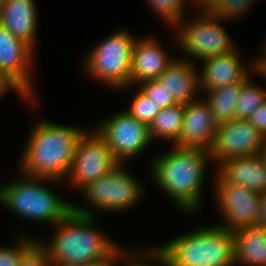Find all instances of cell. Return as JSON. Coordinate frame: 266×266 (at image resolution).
Instances as JSON below:
<instances>
[{"instance_id": "cell-39", "label": "cell", "mask_w": 266, "mask_h": 266, "mask_svg": "<svg viewBox=\"0 0 266 266\" xmlns=\"http://www.w3.org/2000/svg\"><path fill=\"white\" fill-rule=\"evenodd\" d=\"M5 2H6V0H0V12H1Z\"/></svg>"}, {"instance_id": "cell-27", "label": "cell", "mask_w": 266, "mask_h": 266, "mask_svg": "<svg viewBox=\"0 0 266 266\" xmlns=\"http://www.w3.org/2000/svg\"><path fill=\"white\" fill-rule=\"evenodd\" d=\"M142 259H141V258ZM151 262H146V260ZM145 260V261H144ZM156 262V263H155ZM126 266H170L166 256L157 248V247H149L147 250L133 249L128 255L125 260Z\"/></svg>"}, {"instance_id": "cell-6", "label": "cell", "mask_w": 266, "mask_h": 266, "mask_svg": "<svg viewBox=\"0 0 266 266\" xmlns=\"http://www.w3.org/2000/svg\"><path fill=\"white\" fill-rule=\"evenodd\" d=\"M135 38L126 29L114 31L91 51L84 71L101 84L119 91L130 88V71Z\"/></svg>"}, {"instance_id": "cell-29", "label": "cell", "mask_w": 266, "mask_h": 266, "mask_svg": "<svg viewBox=\"0 0 266 266\" xmlns=\"http://www.w3.org/2000/svg\"><path fill=\"white\" fill-rule=\"evenodd\" d=\"M255 0H220L211 13L222 22L240 18Z\"/></svg>"}, {"instance_id": "cell-26", "label": "cell", "mask_w": 266, "mask_h": 266, "mask_svg": "<svg viewBox=\"0 0 266 266\" xmlns=\"http://www.w3.org/2000/svg\"><path fill=\"white\" fill-rule=\"evenodd\" d=\"M25 235L18 236L14 247H0V266H19L23 255L38 241Z\"/></svg>"}, {"instance_id": "cell-2", "label": "cell", "mask_w": 266, "mask_h": 266, "mask_svg": "<svg viewBox=\"0 0 266 266\" xmlns=\"http://www.w3.org/2000/svg\"><path fill=\"white\" fill-rule=\"evenodd\" d=\"M20 157V173L63 181L70 171L77 142L86 129L34 122Z\"/></svg>"}, {"instance_id": "cell-32", "label": "cell", "mask_w": 266, "mask_h": 266, "mask_svg": "<svg viewBox=\"0 0 266 266\" xmlns=\"http://www.w3.org/2000/svg\"><path fill=\"white\" fill-rule=\"evenodd\" d=\"M248 121L264 137L266 136V101L253 112Z\"/></svg>"}, {"instance_id": "cell-18", "label": "cell", "mask_w": 266, "mask_h": 266, "mask_svg": "<svg viewBox=\"0 0 266 266\" xmlns=\"http://www.w3.org/2000/svg\"><path fill=\"white\" fill-rule=\"evenodd\" d=\"M192 59H175L157 80L170 91L177 104H189L200 93L198 69Z\"/></svg>"}, {"instance_id": "cell-11", "label": "cell", "mask_w": 266, "mask_h": 266, "mask_svg": "<svg viewBox=\"0 0 266 266\" xmlns=\"http://www.w3.org/2000/svg\"><path fill=\"white\" fill-rule=\"evenodd\" d=\"M35 50L0 24V74L26 100H36L31 77Z\"/></svg>"}, {"instance_id": "cell-38", "label": "cell", "mask_w": 266, "mask_h": 266, "mask_svg": "<svg viewBox=\"0 0 266 266\" xmlns=\"http://www.w3.org/2000/svg\"><path fill=\"white\" fill-rule=\"evenodd\" d=\"M51 266H83L80 264L65 263V262H52Z\"/></svg>"}, {"instance_id": "cell-8", "label": "cell", "mask_w": 266, "mask_h": 266, "mask_svg": "<svg viewBox=\"0 0 266 266\" xmlns=\"http://www.w3.org/2000/svg\"><path fill=\"white\" fill-rule=\"evenodd\" d=\"M124 165H118L108 175L79 190L90 207H95L97 211L121 212L139 202L143 194L142 186Z\"/></svg>"}, {"instance_id": "cell-3", "label": "cell", "mask_w": 266, "mask_h": 266, "mask_svg": "<svg viewBox=\"0 0 266 266\" xmlns=\"http://www.w3.org/2000/svg\"><path fill=\"white\" fill-rule=\"evenodd\" d=\"M72 203V210L54 225L49 242L39 241L47 250L51 262L89 265L103 258L118 244L95 227V214Z\"/></svg>"}, {"instance_id": "cell-36", "label": "cell", "mask_w": 266, "mask_h": 266, "mask_svg": "<svg viewBox=\"0 0 266 266\" xmlns=\"http://www.w3.org/2000/svg\"><path fill=\"white\" fill-rule=\"evenodd\" d=\"M258 225L266 228V191L260 193V215Z\"/></svg>"}, {"instance_id": "cell-7", "label": "cell", "mask_w": 266, "mask_h": 266, "mask_svg": "<svg viewBox=\"0 0 266 266\" xmlns=\"http://www.w3.org/2000/svg\"><path fill=\"white\" fill-rule=\"evenodd\" d=\"M194 19L183 18L173 28L175 37L183 53L193 59L201 60L224 55L236 49L221 20L211 12H200Z\"/></svg>"}, {"instance_id": "cell-16", "label": "cell", "mask_w": 266, "mask_h": 266, "mask_svg": "<svg viewBox=\"0 0 266 266\" xmlns=\"http://www.w3.org/2000/svg\"><path fill=\"white\" fill-rule=\"evenodd\" d=\"M176 58L167 55L155 37H141L133 47L130 86L157 79Z\"/></svg>"}, {"instance_id": "cell-33", "label": "cell", "mask_w": 266, "mask_h": 266, "mask_svg": "<svg viewBox=\"0 0 266 266\" xmlns=\"http://www.w3.org/2000/svg\"><path fill=\"white\" fill-rule=\"evenodd\" d=\"M262 55L259 56V59L250 63L252 66V74H258L266 80V47H262ZM256 72V73H255Z\"/></svg>"}, {"instance_id": "cell-28", "label": "cell", "mask_w": 266, "mask_h": 266, "mask_svg": "<svg viewBox=\"0 0 266 266\" xmlns=\"http://www.w3.org/2000/svg\"><path fill=\"white\" fill-rule=\"evenodd\" d=\"M138 89L154 103L158 104L161 109L171 107L177 104L170 91L167 90L157 79L146 80L138 84Z\"/></svg>"}, {"instance_id": "cell-21", "label": "cell", "mask_w": 266, "mask_h": 266, "mask_svg": "<svg viewBox=\"0 0 266 266\" xmlns=\"http://www.w3.org/2000/svg\"><path fill=\"white\" fill-rule=\"evenodd\" d=\"M241 88L242 83H235L203 93V98L208 103L218 124L236 119V103Z\"/></svg>"}, {"instance_id": "cell-25", "label": "cell", "mask_w": 266, "mask_h": 266, "mask_svg": "<svg viewBox=\"0 0 266 266\" xmlns=\"http://www.w3.org/2000/svg\"><path fill=\"white\" fill-rule=\"evenodd\" d=\"M129 108L125 111L131 116L150 126L161 108L152 99L145 96L139 89L136 90Z\"/></svg>"}, {"instance_id": "cell-34", "label": "cell", "mask_w": 266, "mask_h": 266, "mask_svg": "<svg viewBox=\"0 0 266 266\" xmlns=\"http://www.w3.org/2000/svg\"><path fill=\"white\" fill-rule=\"evenodd\" d=\"M9 90H12L16 94L18 93V96H20L22 99L25 100V102H28L31 105H35V100H26L18 91L17 89L9 82L7 81L1 74H0V97H2L5 93H7ZM33 102V103H32Z\"/></svg>"}, {"instance_id": "cell-23", "label": "cell", "mask_w": 266, "mask_h": 266, "mask_svg": "<svg viewBox=\"0 0 266 266\" xmlns=\"http://www.w3.org/2000/svg\"><path fill=\"white\" fill-rule=\"evenodd\" d=\"M266 101V89L248 78L242 82L236 103V119L248 120L253 112Z\"/></svg>"}, {"instance_id": "cell-17", "label": "cell", "mask_w": 266, "mask_h": 266, "mask_svg": "<svg viewBox=\"0 0 266 266\" xmlns=\"http://www.w3.org/2000/svg\"><path fill=\"white\" fill-rule=\"evenodd\" d=\"M216 171L215 183L241 185L257 193L266 191V166L259 154L229 159Z\"/></svg>"}, {"instance_id": "cell-22", "label": "cell", "mask_w": 266, "mask_h": 266, "mask_svg": "<svg viewBox=\"0 0 266 266\" xmlns=\"http://www.w3.org/2000/svg\"><path fill=\"white\" fill-rule=\"evenodd\" d=\"M184 104H175L161 109L149 126L151 140L163 139L174 145L180 138L183 119Z\"/></svg>"}, {"instance_id": "cell-30", "label": "cell", "mask_w": 266, "mask_h": 266, "mask_svg": "<svg viewBox=\"0 0 266 266\" xmlns=\"http://www.w3.org/2000/svg\"><path fill=\"white\" fill-rule=\"evenodd\" d=\"M47 250L37 241L22 257L19 266H51Z\"/></svg>"}, {"instance_id": "cell-24", "label": "cell", "mask_w": 266, "mask_h": 266, "mask_svg": "<svg viewBox=\"0 0 266 266\" xmlns=\"http://www.w3.org/2000/svg\"><path fill=\"white\" fill-rule=\"evenodd\" d=\"M151 10L172 28L184 18L185 0H146ZM189 1V0H188ZM192 4V0H190Z\"/></svg>"}, {"instance_id": "cell-20", "label": "cell", "mask_w": 266, "mask_h": 266, "mask_svg": "<svg viewBox=\"0 0 266 266\" xmlns=\"http://www.w3.org/2000/svg\"><path fill=\"white\" fill-rule=\"evenodd\" d=\"M233 233L236 266H266V228L259 225Z\"/></svg>"}, {"instance_id": "cell-10", "label": "cell", "mask_w": 266, "mask_h": 266, "mask_svg": "<svg viewBox=\"0 0 266 266\" xmlns=\"http://www.w3.org/2000/svg\"><path fill=\"white\" fill-rule=\"evenodd\" d=\"M96 130L106 139L114 157L121 164L140 156L153 142L149 126L124 110L105 117Z\"/></svg>"}, {"instance_id": "cell-9", "label": "cell", "mask_w": 266, "mask_h": 266, "mask_svg": "<svg viewBox=\"0 0 266 266\" xmlns=\"http://www.w3.org/2000/svg\"><path fill=\"white\" fill-rule=\"evenodd\" d=\"M79 138L70 171L66 177L72 187L82 188L108 175L121 163L114 157L106 139L94 128Z\"/></svg>"}, {"instance_id": "cell-35", "label": "cell", "mask_w": 266, "mask_h": 266, "mask_svg": "<svg viewBox=\"0 0 266 266\" xmlns=\"http://www.w3.org/2000/svg\"><path fill=\"white\" fill-rule=\"evenodd\" d=\"M220 2V0H192V5L197 6V9H199V12H211L217 4Z\"/></svg>"}, {"instance_id": "cell-5", "label": "cell", "mask_w": 266, "mask_h": 266, "mask_svg": "<svg viewBox=\"0 0 266 266\" xmlns=\"http://www.w3.org/2000/svg\"><path fill=\"white\" fill-rule=\"evenodd\" d=\"M0 187V205L27 220L45 222L53 226L71 210L72 203L57 196L47 184L62 181L26 176ZM45 184V185H44Z\"/></svg>"}, {"instance_id": "cell-19", "label": "cell", "mask_w": 266, "mask_h": 266, "mask_svg": "<svg viewBox=\"0 0 266 266\" xmlns=\"http://www.w3.org/2000/svg\"><path fill=\"white\" fill-rule=\"evenodd\" d=\"M35 4V0H6L0 12V24L34 50L39 19Z\"/></svg>"}, {"instance_id": "cell-1", "label": "cell", "mask_w": 266, "mask_h": 266, "mask_svg": "<svg viewBox=\"0 0 266 266\" xmlns=\"http://www.w3.org/2000/svg\"><path fill=\"white\" fill-rule=\"evenodd\" d=\"M155 156L150 164L153 181L186 213L200 210L205 172L212 161L202 148L177 147Z\"/></svg>"}, {"instance_id": "cell-4", "label": "cell", "mask_w": 266, "mask_h": 266, "mask_svg": "<svg viewBox=\"0 0 266 266\" xmlns=\"http://www.w3.org/2000/svg\"><path fill=\"white\" fill-rule=\"evenodd\" d=\"M190 232L156 246L170 266L236 265L234 236L230 230L206 225Z\"/></svg>"}, {"instance_id": "cell-13", "label": "cell", "mask_w": 266, "mask_h": 266, "mask_svg": "<svg viewBox=\"0 0 266 266\" xmlns=\"http://www.w3.org/2000/svg\"><path fill=\"white\" fill-rule=\"evenodd\" d=\"M216 185V201L223 217L219 226L234 232L238 229L258 225L260 215V193L244 186L229 183Z\"/></svg>"}, {"instance_id": "cell-31", "label": "cell", "mask_w": 266, "mask_h": 266, "mask_svg": "<svg viewBox=\"0 0 266 266\" xmlns=\"http://www.w3.org/2000/svg\"><path fill=\"white\" fill-rule=\"evenodd\" d=\"M133 249H123V247H120L117 245L110 253L105 255L103 258H100L98 260H95L91 262L89 265L86 266H117V262L120 259V262H125L127 255L132 251ZM124 260V261H122Z\"/></svg>"}, {"instance_id": "cell-14", "label": "cell", "mask_w": 266, "mask_h": 266, "mask_svg": "<svg viewBox=\"0 0 266 266\" xmlns=\"http://www.w3.org/2000/svg\"><path fill=\"white\" fill-rule=\"evenodd\" d=\"M218 123L205 101L198 98L184 107L183 126L177 147L202 148L209 150L213 144Z\"/></svg>"}, {"instance_id": "cell-15", "label": "cell", "mask_w": 266, "mask_h": 266, "mask_svg": "<svg viewBox=\"0 0 266 266\" xmlns=\"http://www.w3.org/2000/svg\"><path fill=\"white\" fill-rule=\"evenodd\" d=\"M238 52V48H236L230 53L203 60L202 70L198 69L200 71L198 72L199 91L207 92L246 81L250 77L249 73L252 72V66L247 69Z\"/></svg>"}, {"instance_id": "cell-37", "label": "cell", "mask_w": 266, "mask_h": 266, "mask_svg": "<svg viewBox=\"0 0 266 266\" xmlns=\"http://www.w3.org/2000/svg\"><path fill=\"white\" fill-rule=\"evenodd\" d=\"M259 156L261 157L263 163L266 166V136L264 137V141H263L261 150L259 151Z\"/></svg>"}, {"instance_id": "cell-12", "label": "cell", "mask_w": 266, "mask_h": 266, "mask_svg": "<svg viewBox=\"0 0 266 266\" xmlns=\"http://www.w3.org/2000/svg\"><path fill=\"white\" fill-rule=\"evenodd\" d=\"M263 141L264 136L248 120L233 119L218 124L210 157L219 166L229 159L257 155Z\"/></svg>"}]
</instances>
